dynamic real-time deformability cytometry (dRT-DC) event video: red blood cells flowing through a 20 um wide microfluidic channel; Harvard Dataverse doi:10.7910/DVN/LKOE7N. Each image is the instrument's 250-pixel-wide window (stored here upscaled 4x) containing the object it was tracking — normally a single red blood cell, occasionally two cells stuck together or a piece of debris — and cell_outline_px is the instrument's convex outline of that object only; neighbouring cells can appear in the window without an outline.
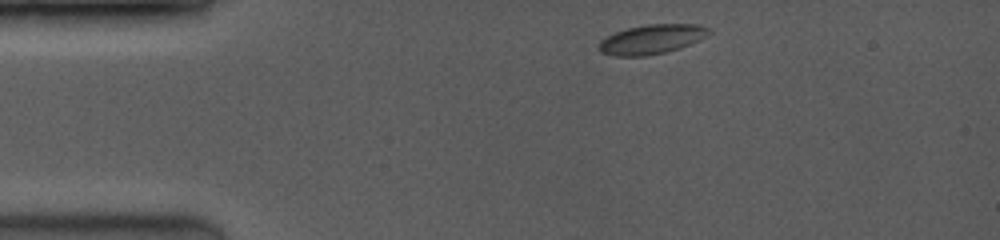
{"species": "common noctule bat (a hibernating species)", "species_latin": "Nyctalus noctula", "temperature_condition": "room temperature", "stored_images_in_passage": 17, "camera_frame_rate_fps": 3500, "um_per_image_px": 0.085, "animal": {"sex": "female", "body_mass_g": 19.0, "forearm_length_mm": 53.3}, "frame": {"image": 1, "passage_image": 1, "time_ms": 0.0, "image_size_px": [1000, 240], "cell_outline_px": [[712, 32], [708, 36], [700, 40], [680, 48], [664, 52], [644, 56], [612, 56], [600, 52], [596, 48], [600, 40], [616, 32], [628, 28], [648, 24], [696, 24], [712, 28]], "centroid_in_image_um": [55.41, 3.34], "position_along_channel_um": 29.6, "area_um2": 19.07}}
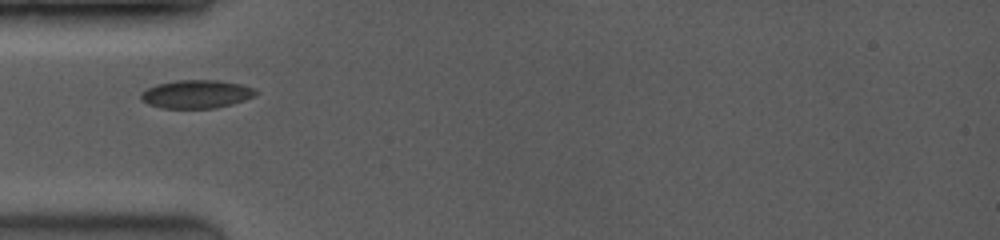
{"frame": {"image": 2, "passage_image": 6, "time_ms": 2.286, "image_size_px": [1000, 240], "cell_outline_px": [[256, 96], [232, 104], [216, 108], [160, 108], [148, 104], [140, 100], [140, 92], [156, 84], [176, 80], [220, 80], [240, 84], [256, 88]], "centroid_in_image_um": [16.68, 8.0], "position_along_channel_um": 68.3, "area_um2": 19.13}}
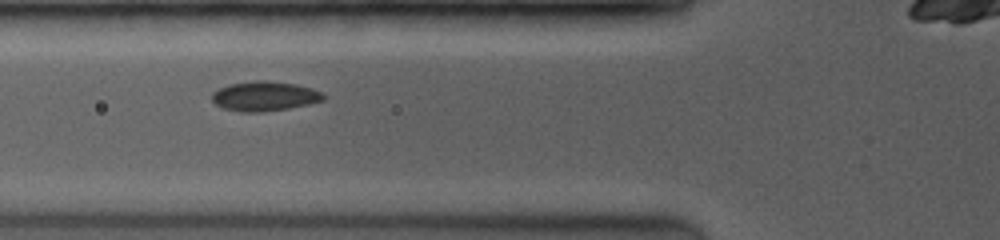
{"frame": {"image": 3, "passage_image": 8, "time_ms": 3.143, "image_size_px": [1000, 240], "cell_outline_px": [[324, 100], [308, 104], [288, 108], [264, 112], [240, 112], [224, 108], [216, 104], [212, 100], [212, 92], [220, 88], [232, 84], [256, 80], [264, 80], [296, 84], [312, 88], [320, 92], [324, 96]], "centroid_in_image_um": [22.48, 8.18], "position_along_channel_um": 103.3, "area_um2": 19.07}}